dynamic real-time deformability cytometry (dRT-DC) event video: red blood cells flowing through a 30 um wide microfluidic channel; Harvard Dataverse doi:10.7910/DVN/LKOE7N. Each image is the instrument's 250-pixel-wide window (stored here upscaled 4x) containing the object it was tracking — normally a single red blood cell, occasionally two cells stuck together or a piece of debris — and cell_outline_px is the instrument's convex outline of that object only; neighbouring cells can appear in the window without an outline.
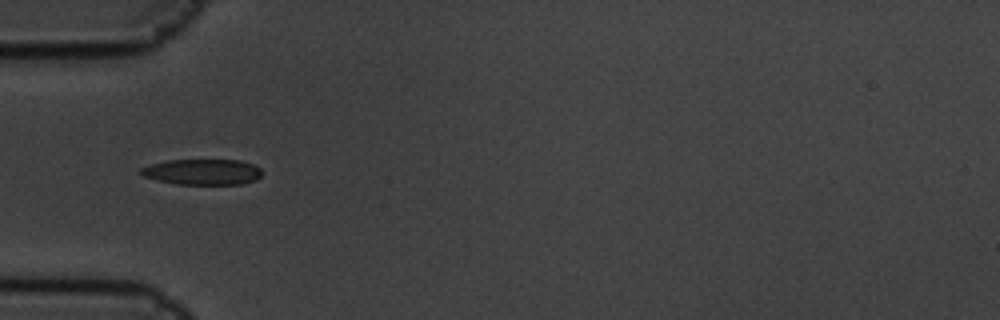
{"species": "common noctule bat (a hibernating species)", "species_latin": "Nyctalus noctula", "temperature_condition": "cold", "stored_images_in_passage": 7, "camera_frame_rate_fps": 3000, "um_per_image_px": 0.085, "animal": {"sex": "male", "body_mass_g": 19.5, "forearm_length_mm": 54.6}, "frame": {"image": 1, "passage_image": 6, "time_ms": 1.667, "image_size_px": [1000, 320], "cell_outline_px": [[264, 172], [256, 180], [240, 184], [176, 184], [156, 180], [144, 176], [140, 172], [140, 168], [152, 164], [168, 160], [240, 160], [252, 164], [260, 168]], "centroid_in_image_um": [17.23, 14.61], "position_along_channel_um": 67.8, "area_um2": 18.15}}
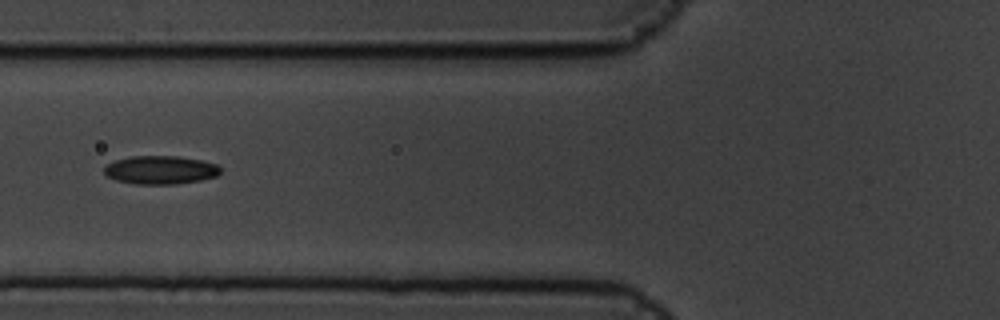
{"frame": {"image": 2, "passage_image": 7, "time_ms": 2.0, "image_size_px": [1000, 320], "cell_outline_px": [[220, 172], [216, 176], [200, 180], [176, 184], [136, 184], [116, 180], [108, 176], [104, 172], [104, 164], [128, 156], [176, 156], [200, 160], [216, 164], [220, 168]], "centroid_in_image_um": [13.6, 14.44], "position_along_channel_um": 112.2, "area_um2": 19.19}}